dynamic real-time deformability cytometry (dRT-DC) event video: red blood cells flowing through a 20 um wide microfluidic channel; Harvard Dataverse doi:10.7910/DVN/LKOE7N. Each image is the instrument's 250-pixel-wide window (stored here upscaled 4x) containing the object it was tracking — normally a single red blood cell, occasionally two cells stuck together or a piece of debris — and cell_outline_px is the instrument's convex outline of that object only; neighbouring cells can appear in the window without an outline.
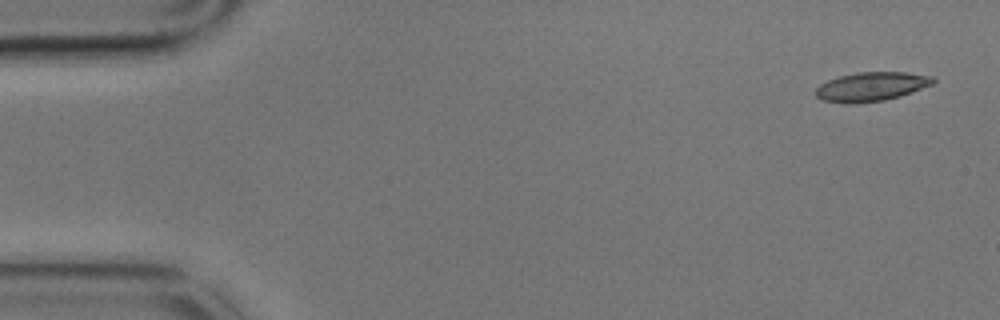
{"species": "common noctule bat (a hibernating species)", "species_latin": "Nyctalus noctula", "temperature_condition": "cold", "stored_images_in_passage": 5, "camera_frame_rate_fps": 3000, "um_per_image_px": 0.085, "animal": {"sex": "male", "body_mass_g": 17.9}, "frame": {"image": 1, "passage_image": 1, "time_ms": 0.0, "image_size_px": [1000, 320], "cell_outline_px": [[936, 80], [932, 84], [912, 92], [900, 96], [884, 100], [852, 104], [848, 104], [824, 100], [816, 96], [816, 88], [820, 84], [828, 80], [840, 76], [856, 72], [908, 72], [932, 76]], "centroid_in_image_um": [74.07, 7.36], "position_along_channel_um": 10.9, "area_um2": 19.83}}
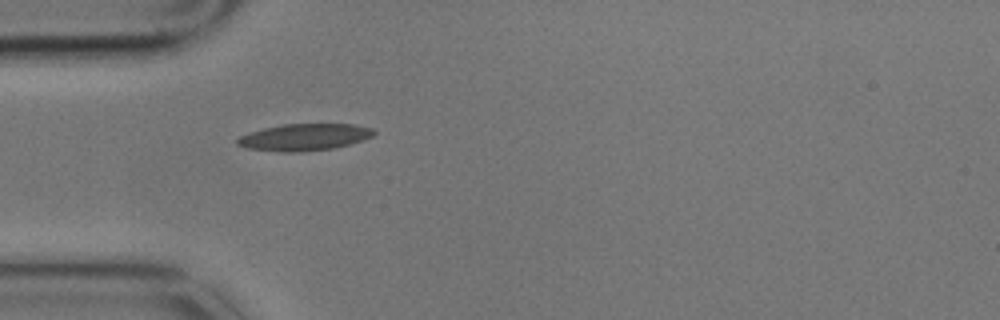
{"frame": {"image": 2, "passage_image": 5, "time_ms": 1.333, "image_size_px": [1000, 320], "cell_outline_px": [[376, 132], [372, 136], [348, 144], [332, 148], [300, 152], [280, 152], [244, 148], [236, 144], [236, 140], [240, 136], [248, 132], [264, 128], [284, 124], [352, 124], [372, 128]], "centroid_in_image_um": [25.8, 11.66], "position_along_channel_um": 59.2, "area_um2": 21.27}}